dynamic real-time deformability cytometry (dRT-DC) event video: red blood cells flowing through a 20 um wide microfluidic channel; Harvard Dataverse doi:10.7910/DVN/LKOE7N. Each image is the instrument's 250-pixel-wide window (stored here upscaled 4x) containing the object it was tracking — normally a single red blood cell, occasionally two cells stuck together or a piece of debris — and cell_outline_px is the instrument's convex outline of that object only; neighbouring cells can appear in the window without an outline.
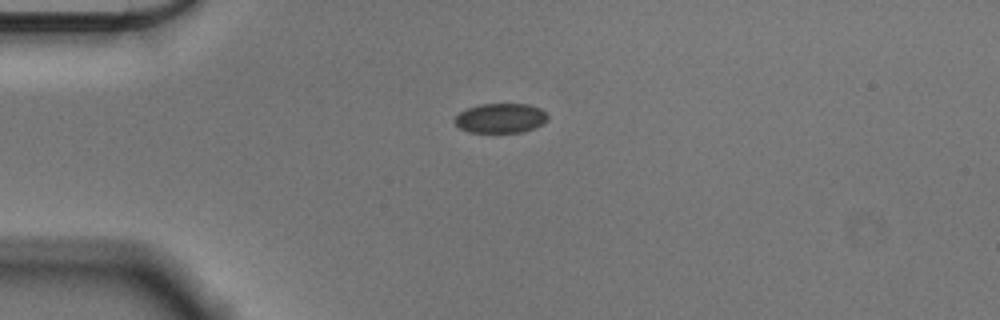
{"species": "Egyptian fruit bat (a non-hibernating species)", "species_latin": "Rousettus aegyptiacus", "temperature_condition": "cold", "stored_images_in_passage": 43, "camera_frame_rate_fps": 3000, "um_per_image_px": 0.085, "animal": {"sex": "male"}, "frame": {"image": 1, "passage_image": 1, "time_ms": 0.0, "image_size_px": [1000, 320], "cell_outline_px": [[548, 120], [524, 132], [468, 132], [460, 128], [452, 120], [460, 112], [468, 108], [480, 104], [528, 104], [540, 108], [548, 116]], "centroid_in_image_um": [42.53, 10.04], "position_along_channel_um": 42.5, "area_um2": 15.95}}
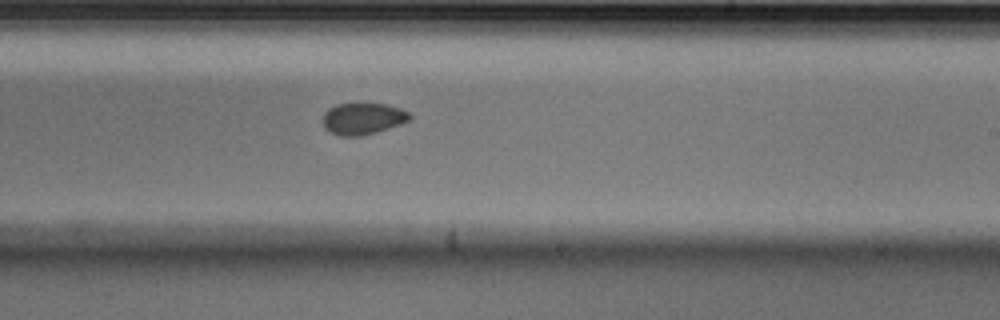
{"frame": {"image": 2, "passage_image": 21, "time_ms": 6.667, "image_size_px": [1000, 320], "cell_outline_px": [[412, 120], [376, 132], [360, 136], [340, 136], [328, 132], [324, 128], [320, 120], [324, 112], [328, 108], [336, 104], [384, 104], [400, 108], [408, 112], [412, 116]], "centroid_in_image_um": [30.79, 10.09], "position_along_channel_um": 258.2, "area_um2": 16.24}}
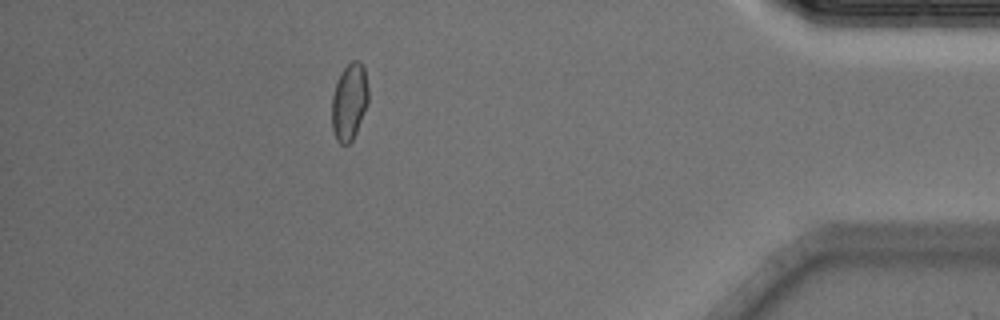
{"frame": {"image": 3, "passage_image": 37, "time_ms": 12.0, "image_size_px": [1000, 320], "cell_outline_px": [[368, 100], [356, 132], [352, 140], [348, 144], [340, 144], [336, 140], [332, 128], [332, 96], [336, 80], [340, 72], [352, 60], [360, 60], [364, 68], [368, 88]], "centroid_in_image_um": [29.67, 8.62], "position_along_channel_um": 405.5, "area_um2": 16.36}, "authors_computed_cell_mechanics": {"area_um2": 16.7042, "velocity_mm_per_s": 3.5784, "shape_relaxation_time_tau1_ms": null, "shape_relaxation_time_tau2_ms": 5.7769, "deformation_change_tau1": null, "deformation_change_tau2": 0.0665}}